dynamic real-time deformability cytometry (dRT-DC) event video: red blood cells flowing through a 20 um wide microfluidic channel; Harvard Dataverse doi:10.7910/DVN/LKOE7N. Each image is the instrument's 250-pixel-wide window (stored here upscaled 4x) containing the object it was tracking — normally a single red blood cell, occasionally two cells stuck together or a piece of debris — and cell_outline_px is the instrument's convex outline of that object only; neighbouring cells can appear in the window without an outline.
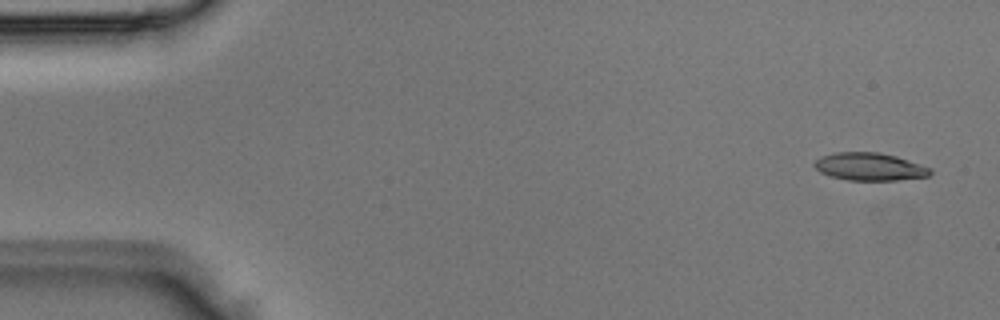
{"species": "Egyptian fruit bat (a non-hibernating species)", "species_latin": "Rousettus aegyptiacus", "temperature_condition": "room temperature", "stored_images_in_passage": 3, "camera_frame_rate_fps": 3000, "um_per_image_px": 0.085, "animal": {"sex": "male"}, "frame": {"image": 1, "passage_image": 1, "time_ms": 0.0, "image_size_px": [1000, 320], "cell_outline_px": [[932, 172], [928, 176], [896, 180], [848, 180], [832, 176], [820, 172], [812, 164], [820, 156], [836, 152], [880, 152], [896, 156], [932, 168]], "centroid_in_image_um": [73.91, 14.16], "position_along_channel_um": 11.1, "area_um2": 18.67}}